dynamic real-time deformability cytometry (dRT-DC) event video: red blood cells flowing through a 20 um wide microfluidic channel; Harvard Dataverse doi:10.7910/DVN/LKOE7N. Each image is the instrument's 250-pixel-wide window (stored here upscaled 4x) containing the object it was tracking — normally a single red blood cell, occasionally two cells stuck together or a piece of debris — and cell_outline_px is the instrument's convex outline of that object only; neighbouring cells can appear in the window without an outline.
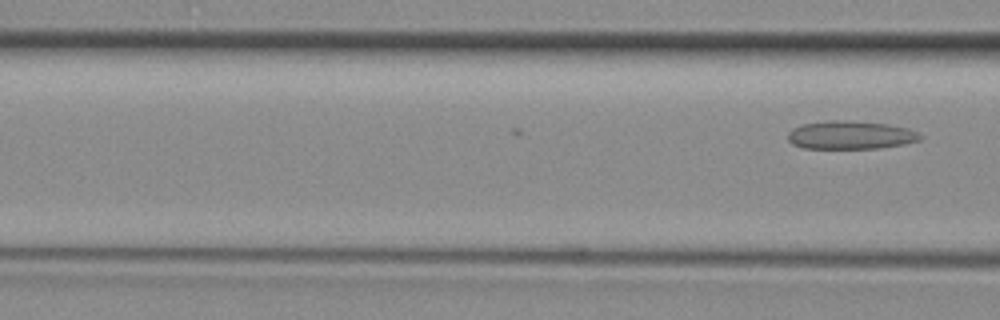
{"species": "common noctule bat (a hibernating species)", "species_latin": "Nyctalus noctula", "temperature_condition": "room temperature", "stored_images_in_passage": 8, "camera_frame_rate_fps": 3000, "um_per_image_px": 0.085, "animal": {"sex": "female", "body_mass_g": 29.2, "forearm_length_mm": 56.3}, "frame": {"image": 1, "passage_image": 8, "time_ms": 2.333, "image_size_px": [1000, 320], "cell_outline_px": [[924, 136], [920, 140], [880, 148], [804, 148], [792, 144], [788, 140], [788, 132], [792, 128], [804, 124], [828, 120], [844, 120], [888, 124], [908, 128]], "centroid_in_image_um": [72.27, 11.47], "position_along_channel_um": 94.3, "area_um2": 21.68}}